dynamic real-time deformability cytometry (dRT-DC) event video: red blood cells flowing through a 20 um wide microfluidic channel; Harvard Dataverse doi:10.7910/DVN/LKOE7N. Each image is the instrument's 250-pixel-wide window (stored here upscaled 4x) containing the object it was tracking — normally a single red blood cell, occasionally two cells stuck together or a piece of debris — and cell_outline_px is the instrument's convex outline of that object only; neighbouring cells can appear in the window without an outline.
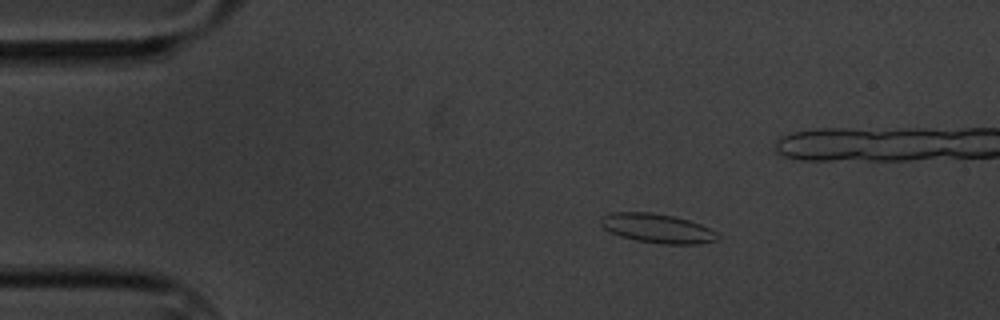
{"species": "common noctule bat (a hibernating species)", "species_latin": "Nyctalus noctula", "temperature_condition": "cold", "stored_images_in_passage": 6, "camera_frame_rate_fps": 3000, "um_per_image_px": 0.085, "animal": {"sex": "male", "body_mass_g": 20.1, "forearm_length_mm": 53.5}, "frame": {"image": 1, "passage_image": 3, "time_ms": 2.333, "image_size_px": [1000, 320], "cell_outline_px": [[720, 240], [700, 244], [664, 244], [636, 240], [620, 236], [604, 228], [600, 224], [600, 216], [612, 212], [652, 212], [672, 216], [688, 220], [700, 224], [716, 232], [720, 236]], "centroid_in_image_um": [55.88, 19.41], "position_along_channel_um": 29.1, "area_um2": 19.94}}